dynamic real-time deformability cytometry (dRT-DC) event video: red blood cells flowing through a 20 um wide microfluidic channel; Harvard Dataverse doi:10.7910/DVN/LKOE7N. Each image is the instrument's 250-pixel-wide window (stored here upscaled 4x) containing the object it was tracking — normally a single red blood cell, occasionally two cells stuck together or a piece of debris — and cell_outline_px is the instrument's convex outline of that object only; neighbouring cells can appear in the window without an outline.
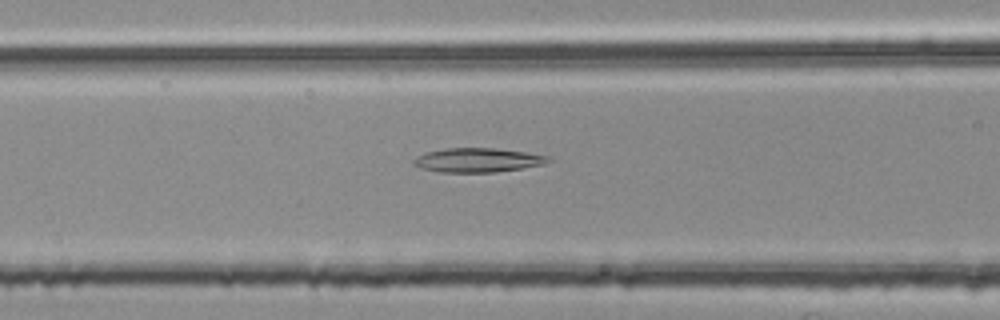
{"species": "common noctule bat (a hibernating species)", "species_latin": "Nyctalus noctula", "temperature_condition": "room temperature", "stored_images_in_passage": 48, "segment_of_instrument_passage": [1, 2], "camera_frame_rate_fps": 3000, "um_per_image_px": 0.085, "animal": {"sex": "female", "body_mass_g": 25.1}, "frame": {"image": 1, "passage_image": 15, "time_ms": 4.667, "image_size_px": [1000, 320], "cell_outline_px": [[552, 160], [544, 164], [524, 168], [496, 172], [440, 172], [420, 168], [412, 164], [412, 160], [424, 152], [444, 148], [496, 148], [524, 152], [548, 156]], "centroid_in_image_um": [40.57, 13.61], "position_along_channel_um": 126.0, "area_um2": 19.07}}
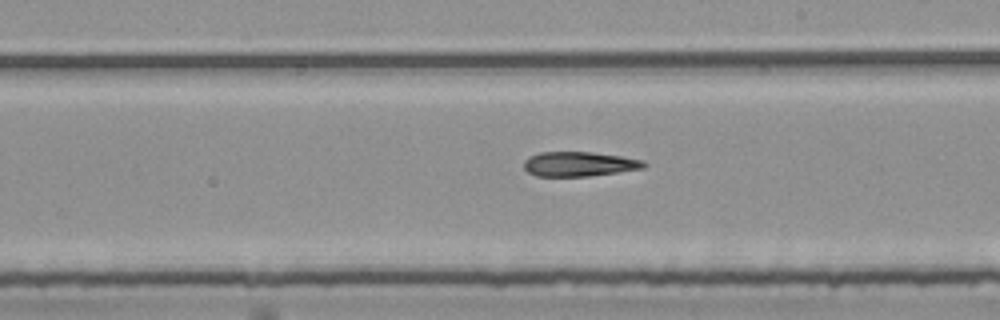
{"frame": {"image": 2, "passage_image": 24, "time_ms": 7.667, "image_size_px": [1000, 320], "cell_outline_px": [[648, 164], [644, 168], [588, 176], [536, 176], [528, 172], [524, 168], [524, 160], [528, 156], [540, 152], [592, 152], [620, 156], [644, 160]], "centroid_in_image_um": [49.21, 13.94], "position_along_channel_um": 239.8, "area_um2": 17.22}}
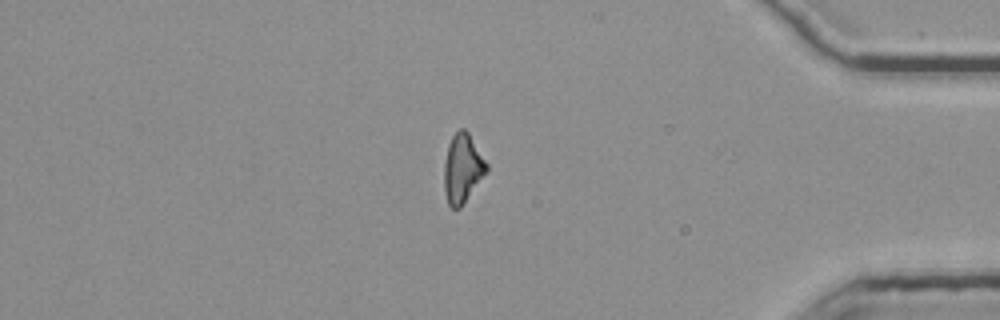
{"frame": {"image": 3, "passage_image": 39, "time_ms": 12.667, "image_size_px": [1000, 320], "cell_outline_px": [[488, 172], [460, 208], [452, 208], [448, 204], [444, 192], [444, 164], [448, 144], [452, 136], [460, 128], [464, 128], [468, 132], [488, 164]], "centroid_in_image_um": [39.32, 14.32], "position_along_channel_um": 395.9, "area_um2": 17.17}}